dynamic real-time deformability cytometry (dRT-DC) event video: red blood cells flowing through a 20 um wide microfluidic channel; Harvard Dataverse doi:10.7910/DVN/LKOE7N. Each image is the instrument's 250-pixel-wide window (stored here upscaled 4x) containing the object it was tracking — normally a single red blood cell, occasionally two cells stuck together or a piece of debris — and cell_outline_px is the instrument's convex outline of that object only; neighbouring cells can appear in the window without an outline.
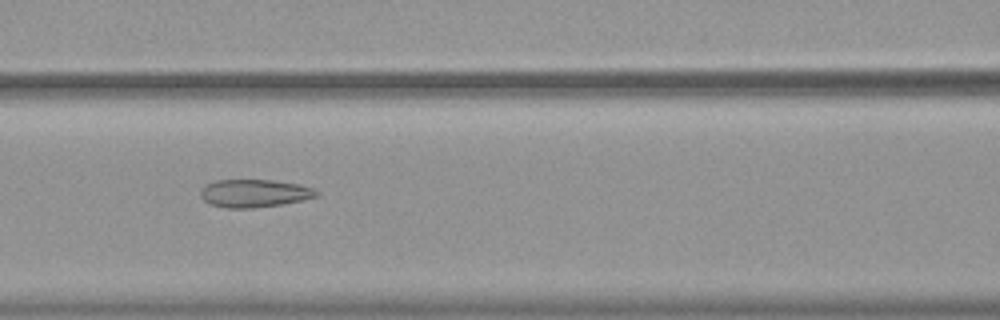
{"species": "common noctule bat (a hibernating species)", "species_latin": "Nyctalus noctula", "temperature_condition": "warm", "stored_images_in_passage": 55, "camera_frame_rate_fps": 3000, "um_per_image_px": 0.085, "animal": {"sex": "female", "body_mass_g": 19.9}, "frame": {"image": 1, "passage_image": 25, "time_ms": 8.0, "image_size_px": [1000, 320], "cell_outline_px": [[320, 196], [304, 200], [284, 204], [252, 208], [228, 208], [208, 204], [200, 196], [200, 188], [204, 184], [216, 180], [272, 180], [300, 184], [312, 188], [320, 192]], "centroid_in_image_um": [21.62, 16.43], "position_along_channel_um": 145.0, "area_um2": 19.19}}
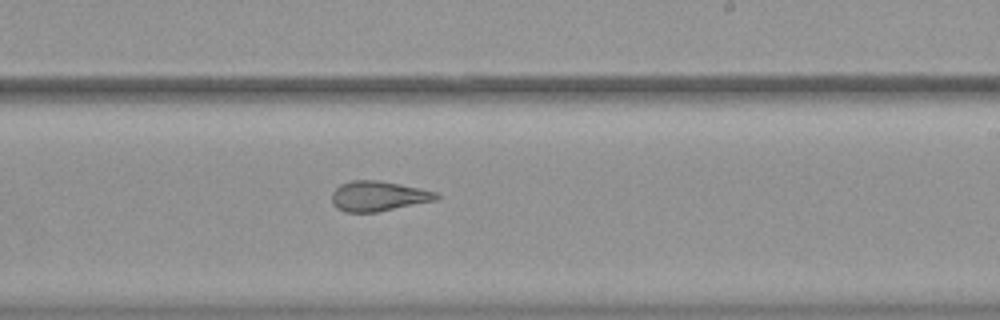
{"frame": {"image": 2, "passage_image": 34, "time_ms": 11.0, "image_size_px": [1000, 320], "cell_outline_px": [[440, 196], [436, 200], [376, 212], [344, 212], [336, 208], [332, 204], [332, 192], [340, 184], [352, 180], [380, 180], [420, 188], [436, 192]], "centroid_in_image_um": [32.12, 16.66], "position_along_channel_um": 256.9, "area_um2": 18.32}}
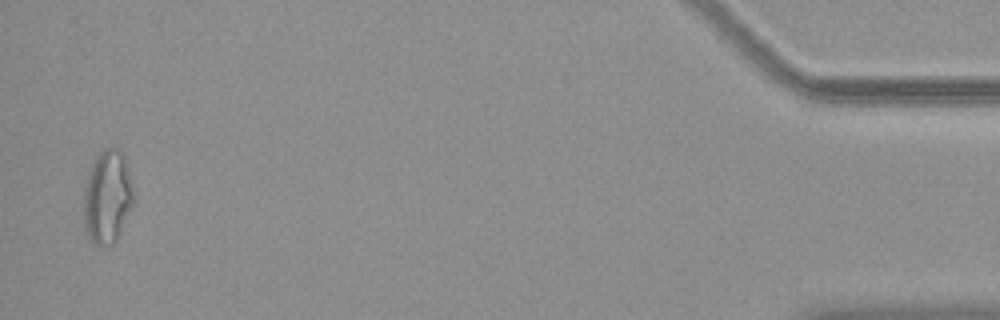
{"frame": {"image": 3, "passage_image": 54, "time_ms": 17.667, "image_size_px": [1000, 320], "cell_outline_px": [[136, 204], [116, 240], [112, 244], [96, 244], [88, 240], [84, 224], [84, 184], [88, 172], [96, 156], [104, 148], [120, 148], [124, 156]], "centroid_in_image_um": [9.14, 16.75], "position_along_channel_um": 426.1, "area_um2": 27.46}, "authors_computed_cell_mechanics": {"area_um2": 23.9292, "velocity_mm_per_s": 3.7447, "shape_relaxation_time_tau1_ms": null, "shape_relaxation_time_tau2_ms": 1.7279, "deformation_change_tau1": null, "deformation_change_tau2": 0.1104}}